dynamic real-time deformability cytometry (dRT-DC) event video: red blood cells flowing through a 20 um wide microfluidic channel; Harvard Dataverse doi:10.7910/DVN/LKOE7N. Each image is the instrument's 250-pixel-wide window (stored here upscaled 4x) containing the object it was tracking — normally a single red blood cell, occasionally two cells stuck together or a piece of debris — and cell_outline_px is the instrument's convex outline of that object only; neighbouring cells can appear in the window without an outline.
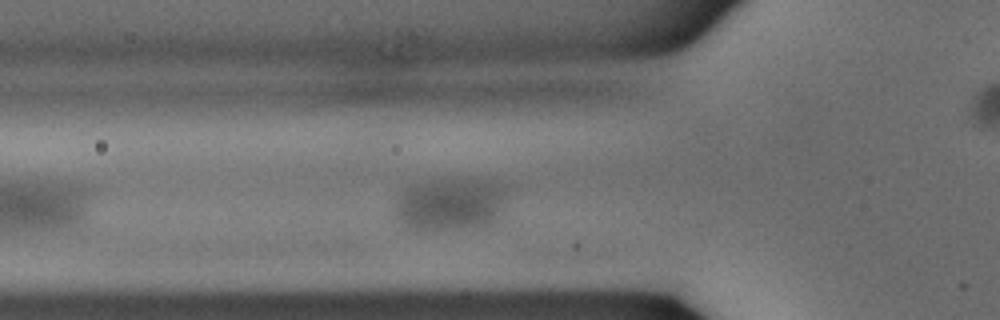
{"species": "common noctule bat (a hibernating species)", "species_latin": "Nyctalus noctula", "temperature_condition": "warm", "stored_images_in_passage": 5, "camera_frame_rate_fps": 3000, "um_per_image_px": 0.085, "animal": {"sex": "male", "body_mass_g": 15.6}, "frame": {"image": 1, "passage_image": 2, "time_ms": 0.333, "image_size_px": [1000, 320], "cell_outline_px": [[504, 192], [500, 228], [488, 232], [468, 236], [400, 232], [396, 216], [396, 212], [400, 200], [412, 188], [420, 184], [456, 180], [488, 180], [500, 188]], "centroid_in_image_um": [38.38, 17.7], "position_along_channel_um": 87.4, "area_um2": 37.34}}